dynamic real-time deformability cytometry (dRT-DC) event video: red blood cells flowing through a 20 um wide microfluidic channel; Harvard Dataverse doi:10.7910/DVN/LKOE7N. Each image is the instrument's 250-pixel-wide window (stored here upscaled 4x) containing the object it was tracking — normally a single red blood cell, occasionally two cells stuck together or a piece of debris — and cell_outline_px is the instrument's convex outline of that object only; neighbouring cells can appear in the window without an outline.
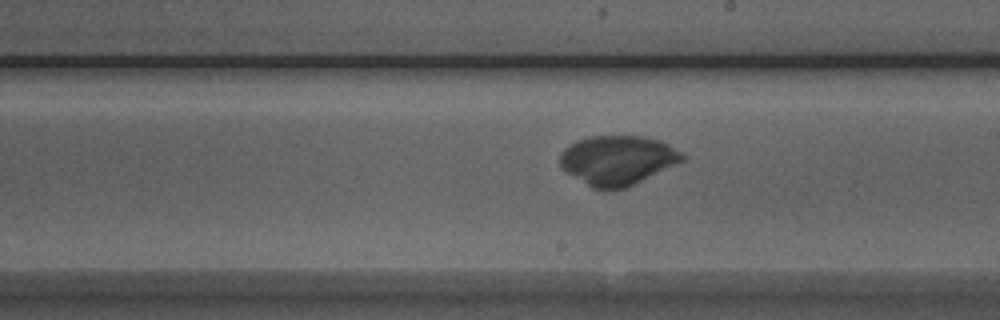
{"species": "Egyptian fruit bat (a non-hibernating species)", "species_latin": "Rousettus aegyptiacus", "temperature_condition": "room temperature", "stored_images_in_passage": 45, "camera_frame_rate_fps": 3000, "um_per_image_px": 0.085, "animal": {"sex": "male"}, "frame": {"image": 1, "passage_image": 29, "time_ms": 9.333, "image_size_px": [1000, 320], "cell_outline_px": [[684, 160], [624, 188], [592, 188], [564, 172], [560, 168], [560, 152], [568, 144], [576, 140], [588, 136], [644, 136], [660, 140], [668, 144], [680, 152], [684, 156]], "centroid_in_image_um": [52.41, 13.59], "position_along_channel_um": 236.6, "area_um2": 35.03}}
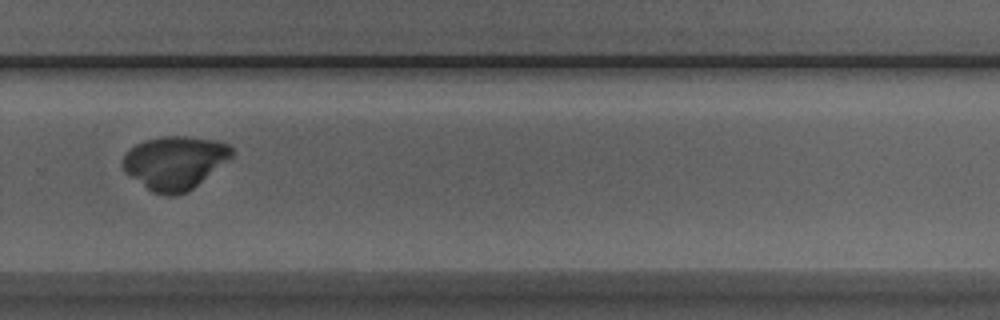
{"frame": {"image": 2, "passage_image": 35, "time_ms": 11.333, "image_size_px": [1000, 320], "cell_outline_px": [[232, 156], [188, 192], [172, 196], [168, 196], [152, 192], [124, 172], [120, 164], [124, 156], [136, 144], [144, 140], [164, 136], [184, 136], [216, 140], [228, 144], [232, 148]], "centroid_in_image_um": [14.82, 13.83], "position_along_channel_um": 315.0, "area_um2": 33.64}}
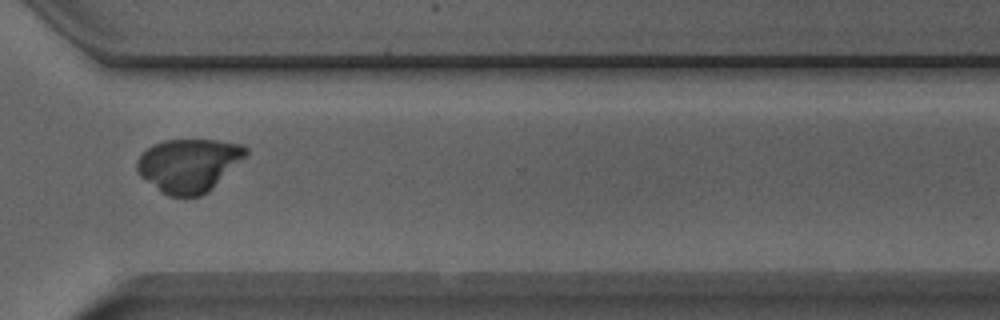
{"frame": {"image": 3, "passage_image": 38, "time_ms": 12.333, "image_size_px": [1000, 320], "cell_outline_px": [[248, 152], [208, 192], [200, 196], [168, 196], [160, 192], [140, 176], [136, 168], [136, 160], [152, 144], [164, 140], [216, 140], [244, 144], [248, 148]], "centroid_in_image_um": [16.01, 14.04], "position_along_channel_um": 354.6, "area_um2": 33.58}}